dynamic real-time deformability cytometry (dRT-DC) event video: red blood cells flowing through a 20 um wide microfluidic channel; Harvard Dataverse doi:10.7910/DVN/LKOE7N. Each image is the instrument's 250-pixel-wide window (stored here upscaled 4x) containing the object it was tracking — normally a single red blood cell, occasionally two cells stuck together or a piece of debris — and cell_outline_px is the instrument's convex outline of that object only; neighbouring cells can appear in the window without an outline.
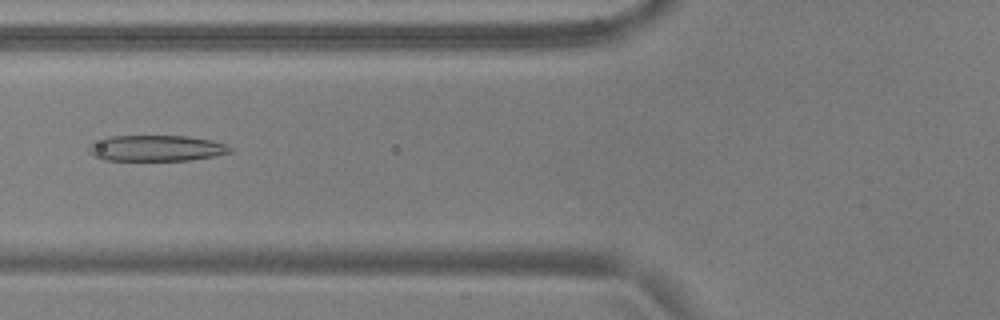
{"species": "common noctule bat (a hibernating species)", "species_latin": "Nyctalus noctula", "temperature_condition": "warm", "stored_images_in_passage": 52, "camera_frame_rate_fps": 3000, "um_per_image_px": 0.085, "animal": {"sex": "male", "body_mass_g": 17.9, "forearm_length_mm": 54.2}, "frame": {"image": 1, "passage_image": 20, "time_ms": 6.333, "image_size_px": [1000, 320], "cell_outline_px": [[232, 152], [216, 156], [188, 160], [104, 160], [92, 156], [88, 152], [88, 144], [112, 136], [188, 136], [212, 140], [224, 144], [232, 148]], "centroid_in_image_um": [13.28, 12.6], "position_along_channel_um": 112.5, "area_um2": 21.39}}
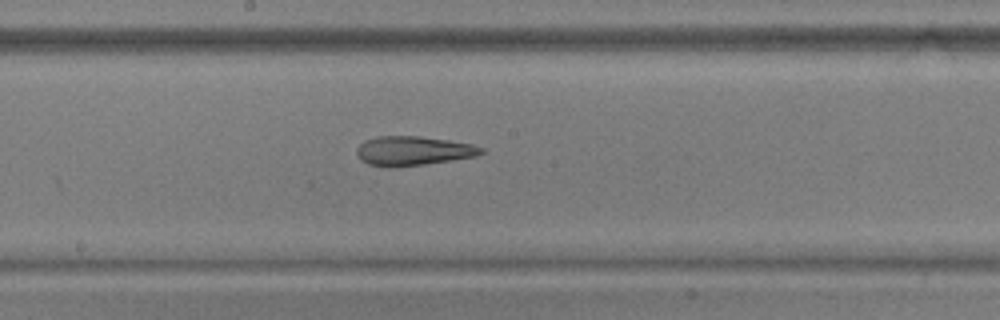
{"frame": {"image": 2, "passage_image": 28, "time_ms": 9.0, "image_size_px": [1000, 320], "cell_outline_px": [[484, 152], [476, 156], [452, 160], [396, 168], [388, 168], [368, 164], [360, 160], [356, 156], [356, 148], [364, 140], [376, 136], [420, 136], [448, 140], [472, 144], [484, 148]], "centroid_in_image_um": [35.06, 12.83], "position_along_channel_um": 213.1, "area_um2": 21.56}}
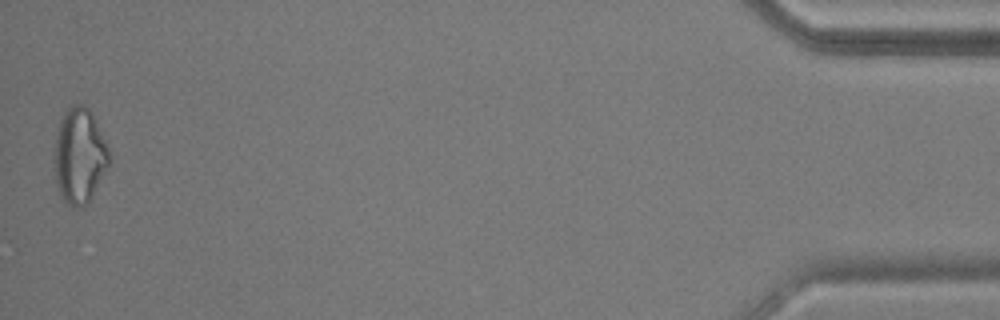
{"frame": {"image": 3, "passage_image": 52, "time_ms": 17.0, "image_size_px": [1000, 320], "cell_outline_px": [[112, 160], [88, 204], [84, 208], [76, 208], [68, 204], [60, 196], [56, 184], [56, 140], [60, 116], [72, 104], [80, 104], [88, 108], [92, 112], [112, 156]], "centroid_in_image_um": [6.8, 13.26], "position_along_channel_um": 428.4, "area_um2": 30.58}, "authors_computed_cell_mechanics": {"area_um2": 25.2008, "velocity_mm_per_s": 3.7598, "shape_relaxation_time_tau1_ms": 5.9459, "shape_relaxation_time_tau2_ms": 2.9803, "deformation_change_tau1": 0.2, "deformation_change_tau2": 0.1559}}